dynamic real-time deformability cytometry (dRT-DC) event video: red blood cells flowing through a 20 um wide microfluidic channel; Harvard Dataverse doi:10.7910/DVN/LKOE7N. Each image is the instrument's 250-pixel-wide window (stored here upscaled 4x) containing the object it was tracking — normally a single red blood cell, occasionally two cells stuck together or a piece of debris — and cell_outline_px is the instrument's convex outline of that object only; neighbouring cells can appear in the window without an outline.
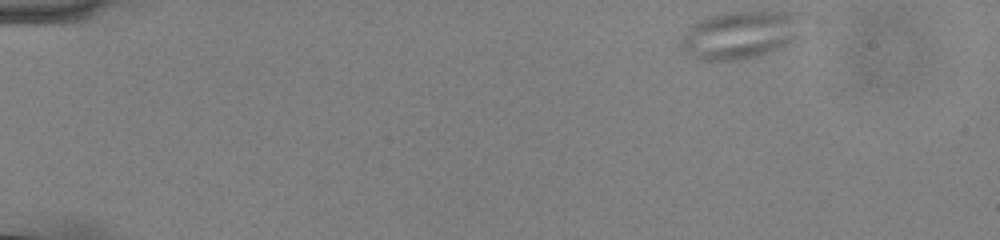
{"species": "common noctule bat (a hibernating species)", "species_latin": "Nyctalus noctula", "temperature_condition": "cold", "stored_images_in_passage": 50, "camera_frame_rate_fps": 3000, "um_per_image_px": 0.085, "animal": {"sex": "male", "body_mass_g": 13.0, "forearm_length_mm": 53.1}, "frame": {"image": 1, "passage_image": 1, "time_ms": 0.0, "image_size_px": [1000, 240], "cell_outline_px": [[800, 16], [792, 40], [760, 56], [740, 60], [700, 60], [692, 56], [680, 48], [680, 40], [688, 28], [692, 24], [708, 16], [728, 12], [800, 12]], "centroid_in_image_um": [62.8, 2.97], "position_along_channel_um": 22.2, "area_um2": 33.0}}
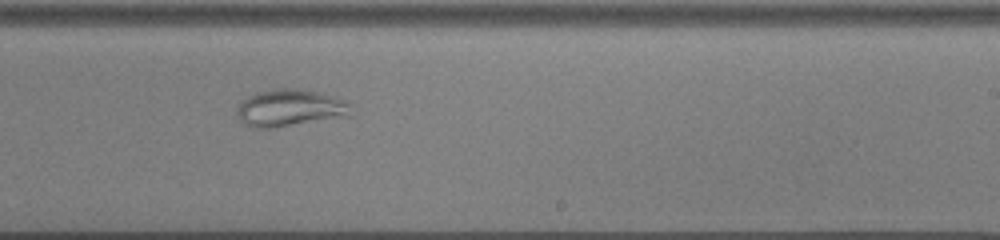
{"frame": {"image": 2, "passage_image": 30, "time_ms": 9.667, "image_size_px": [1000, 240], "cell_outline_px": [[356, 112], [352, 116], [272, 128], [256, 128], [244, 124], [236, 116], [236, 108], [248, 96], [256, 92], [276, 88], [296, 88], [316, 92], [332, 96], [344, 100]], "centroid_in_image_um": [24.67, 9.19], "position_along_channel_um": 264.3, "area_um2": 24.91}}
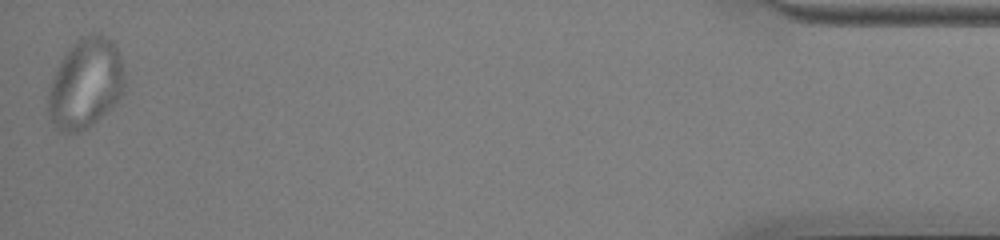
{"frame": {"image": 3, "passage_image": 50, "time_ms": 16.333, "image_size_px": [1000, 240], "cell_outline_px": [[124, 92], [116, 104], [112, 108], [88, 128], [76, 132], [60, 132], [56, 128], [48, 112], [48, 96], [52, 80], [64, 56], [72, 44], [76, 40], [92, 32], [96, 32], [108, 36], [112, 40], [120, 56], [124, 72]], "centroid_in_image_um": [7.31, 7.1], "position_along_channel_um": 427.9, "area_um2": 40.11}}